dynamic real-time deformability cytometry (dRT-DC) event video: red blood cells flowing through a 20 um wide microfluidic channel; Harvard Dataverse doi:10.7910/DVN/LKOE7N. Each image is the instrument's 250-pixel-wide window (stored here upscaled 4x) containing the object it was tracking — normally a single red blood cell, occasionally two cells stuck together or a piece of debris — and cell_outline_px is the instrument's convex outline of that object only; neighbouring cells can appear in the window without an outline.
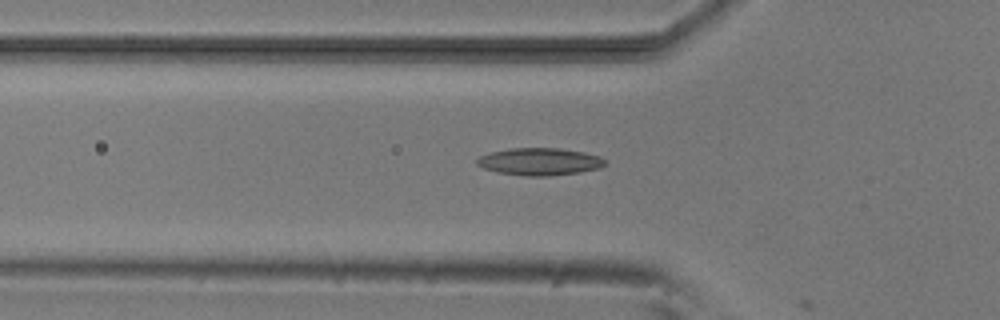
{"species": "common noctule bat (a hibernating species)", "species_latin": "Nyctalus noctula", "temperature_condition": "room temperature", "stored_images_in_passage": 19, "camera_frame_rate_fps": 3000, "um_per_image_px": 0.085, "animal": {"sex": "male", "body_mass_g": 20.5, "forearm_length_mm": 52.5}, "frame": {"image": 1, "passage_image": 18, "time_ms": 5.667, "image_size_px": [1000, 320], "cell_outline_px": [[608, 164], [600, 168], [580, 172], [548, 176], [524, 176], [496, 172], [484, 168], [476, 164], [476, 160], [480, 156], [492, 152], [508, 148], [560, 148], [584, 152], [600, 156]], "centroid_in_image_um": [45.88, 13.74], "position_along_channel_um": 79.9, "area_um2": 20.52}}